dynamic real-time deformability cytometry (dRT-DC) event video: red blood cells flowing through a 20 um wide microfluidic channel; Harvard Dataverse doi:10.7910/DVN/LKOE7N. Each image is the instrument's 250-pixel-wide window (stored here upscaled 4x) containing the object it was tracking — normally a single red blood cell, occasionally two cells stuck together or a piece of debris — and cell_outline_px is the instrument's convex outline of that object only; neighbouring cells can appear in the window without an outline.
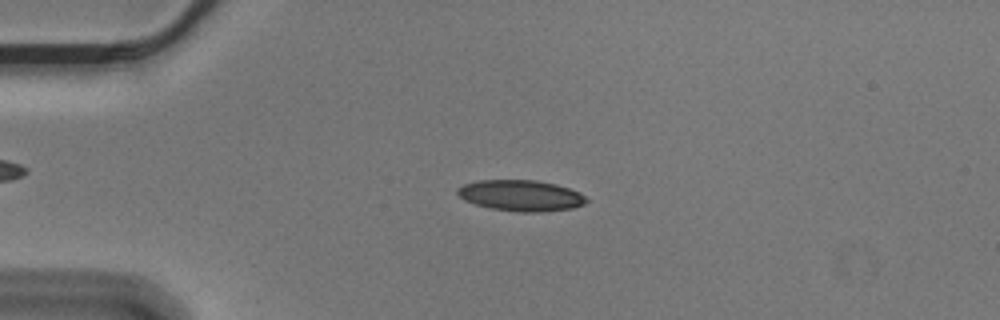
{"species": "Egyptian fruit bat (a non-hibernating species)", "species_latin": "Rousettus aegyptiacus", "temperature_condition": "cold", "stored_images_in_passage": 53, "camera_frame_rate_fps": 3000, "um_per_image_px": 0.085, "animal": {"sex": "male"}, "frame": {"image": 1, "passage_image": 11, "time_ms": 3.333, "image_size_px": [1000, 320], "cell_outline_px": [[588, 200], [584, 204], [572, 208], [544, 212], [520, 212], [492, 208], [476, 204], [464, 200], [456, 192], [456, 188], [464, 184], [476, 180], [536, 180], [556, 184], [580, 192]], "centroid_in_image_um": [44.27, 16.61], "position_along_channel_um": 40.7, "area_um2": 23.29}}
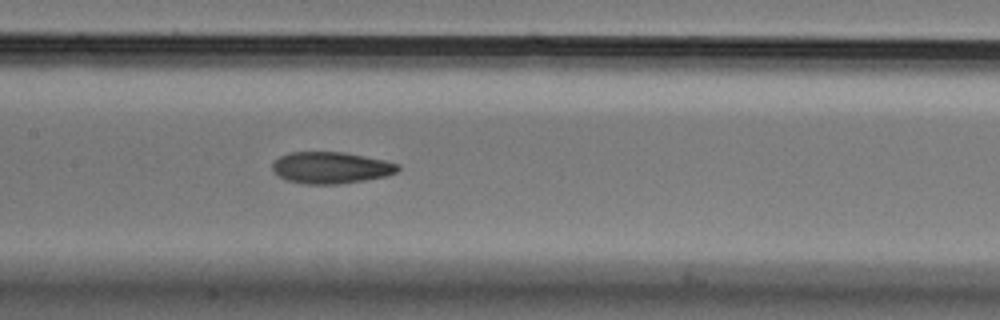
{"frame": {"image": 2, "passage_image": 25, "time_ms": 8.0, "image_size_px": [1000, 320], "cell_outline_px": [[400, 168], [396, 172], [388, 176], [340, 184], [304, 184], [288, 180], [272, 172], [272, 164], [280, 156], [288, 152], [344, 152], [384, 160], [400, 164]], "centroid_in_image_um": [28.13, 14.25], "position_along_channel_um": 179.3, "area_um2": 23.18}}
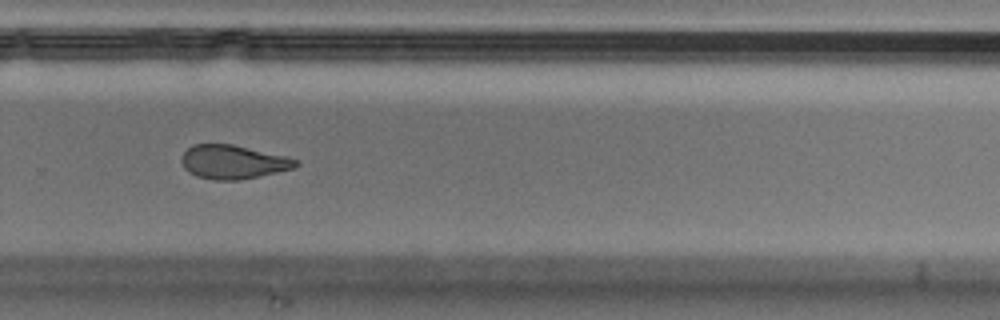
{"frame": {"image": 3, "passage_image": 36, "time_ms": 11.667, "image_size_px": [1000, 320], "cell_outline_px": [[300, 164], [296, 168], [260, 176], [236, 180], [212, 180], [196, 176], [188, 172], [184, 168], [180, 160], [180, 156], [192, 144], [232, 144], [284, 156], [300, 160]], "centroid_in_image_um": [19.8, 13.77], "position_along_channel_um": 310.0, "area_um2": 22.66}, "authors_computed_cell_mechanics": {"area_um2": 23.409, "velocity_mm_per_s": 3.5816, "shape_relaxation_time_tau1_ms": null, "shape_relaxation_time_tau2_ms": 2.215, "deformation_change_tau1": null, "deformation_change_tau2": 0.0849}}